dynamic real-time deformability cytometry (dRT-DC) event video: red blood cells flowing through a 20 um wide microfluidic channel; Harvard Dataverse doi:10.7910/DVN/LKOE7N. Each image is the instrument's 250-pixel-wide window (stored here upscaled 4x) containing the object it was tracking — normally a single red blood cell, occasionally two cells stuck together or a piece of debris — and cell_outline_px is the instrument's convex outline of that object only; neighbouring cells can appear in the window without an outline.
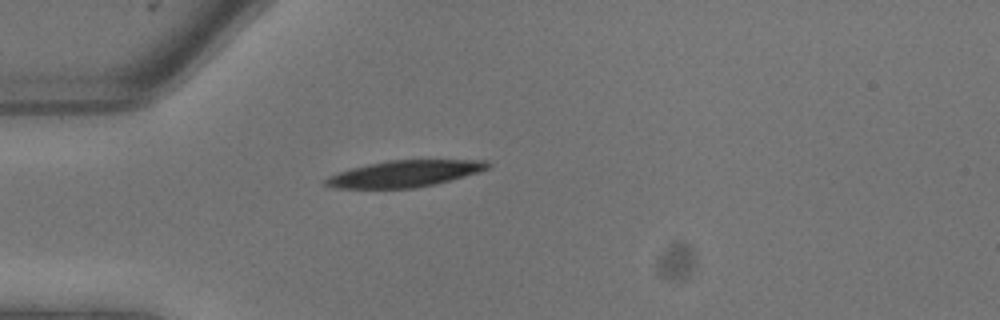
{"species": "common noctule bat (a hibernating species)", "species_latin": "Nyctalus noctula", "temperature_condition": "warm", "stored_images_in_passage": 3, "camera_frame_rate_fps": 3000, "um_per_image_px": 0.085, "animal": {"sex": "male", "body_mass_g": 13.3}, "frame": {"image": 1, "passage_image": 1, "time_ms": 0.0, "image_size_px": [1000, 320], "cell_outline_px": [[492, 164], [488, 168], [480, 172], [436, 184], [416, 188], [332, 188], [324, 184], [324, 180], [328, 176], [352, 168], [368, 164], [388, 160], [488, 160]], "centroid_in_image_um": [34.42, 14.76], "position_along_channel_um": 50.6, "area_um2": 25.09}}
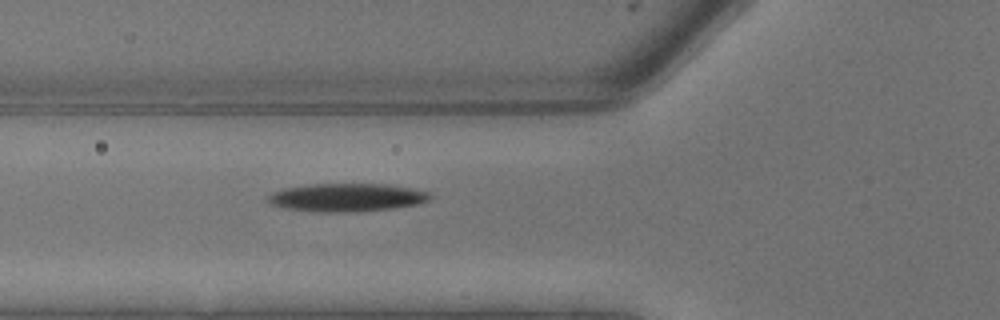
{"frame": {"image": 2, "passage_image": 3, "time_ms": 0.667, "image_size_px": [1000, 320], "cell_outline_px": [[432, 196], [428, 200], [416, 204], [392, 208], [356, 212], [316, 212], [284, 208], [268, 204], [264, 200], [272, 192], [284, 188], [312, 184], [384, 184], [408, 188], [428, 192]], "centroid_in_image_um": [29.38, 16.79], "position_along_channel_um": 96.4, "area_um2": 26.59}}